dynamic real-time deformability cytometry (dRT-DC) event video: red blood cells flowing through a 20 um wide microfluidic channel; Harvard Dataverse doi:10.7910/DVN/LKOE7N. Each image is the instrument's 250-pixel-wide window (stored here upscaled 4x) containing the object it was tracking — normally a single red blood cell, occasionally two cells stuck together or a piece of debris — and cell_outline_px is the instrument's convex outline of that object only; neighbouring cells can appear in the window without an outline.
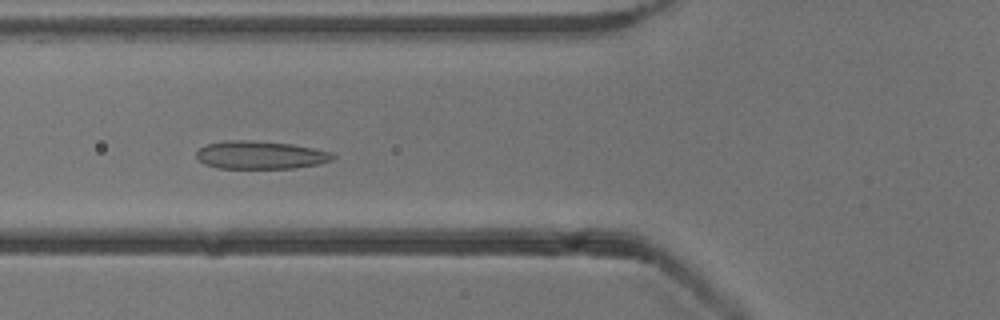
{"species": "common noctule bat (a hibernating species)", "species_latin": "Nyctalus noctula", "temperature_condition": "cold", "stored_images_in_passage": 53, "camera_frame_rate_fps": 3000, "um_per_image_px": 0.085, "animal": {"sex": "male", "body_mass_g": 13.3}, "frame": {"image": 1, "passage_image": 20, "time_ms": 6.333, "image_size_px": [1000, 320], "cell_outline_px": [[336, 156], [332, 160], [320, 164], [296, 168], [216, 168], [204, 164], [196, 156], [196, 152], [200, 148], [208, 144], [228, 140], [256, 140], [292, 144], [332, 152]], "centroid_in_image_um": [22.16, 13.18], "position_along_channel_um": 103.6, "area_um2": 22.37}}
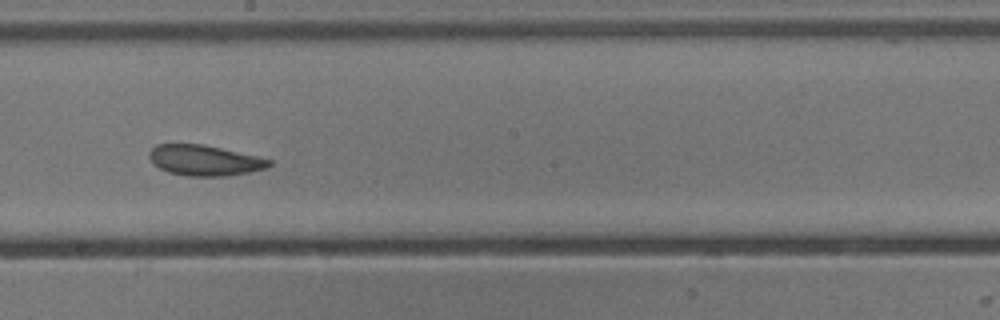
{"frame": {"image": 2, "passage_image": 30, "time_ms": 9.667, "image_size_px": [1000, 320], "cell_outline_px": [[272, 164], [264, 168], [248, 172], [228, 176], [188, 176], [168, 172], [152, 164], [148, 156], [148, 152], [156, 144], [204, 144], [256, 156], [272, 160]], "centroid_in_image_um": [17.34, 13.63], "position_along_channel_um": 230.9, "area_um2": 21.33}}
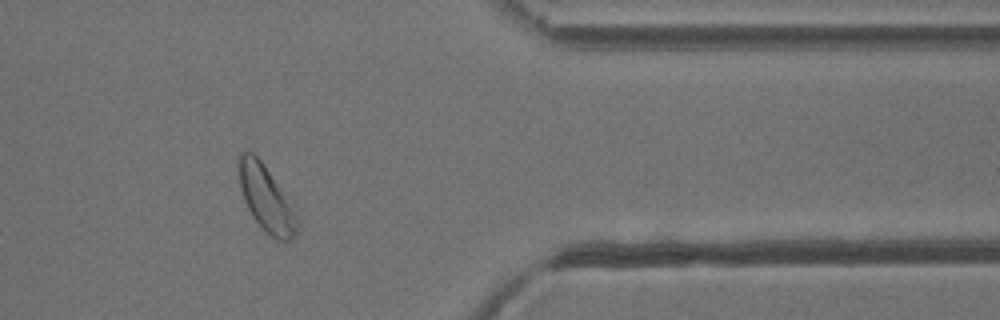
{"frame": {"image": 3, "passage_image": 44, "time_ms": 14.333, "image_size_px": [1000, 320], "cell_outline_px": [[300, 224], [296, 232], [288, 240], [280, 240], [272, 236], [252, 216], [244, 200], [240, 188], [240, 152], [252, 152], [260, 160], [300, 208]], "centroid_in_image_um": [22.76, 16.89], "position_along_channel_um": 388.6, "area_um2": 22.77}, "authors_computed_cell_mechanics": {"area_um2": 23.9292, "velocity_mm_per_s": 3.7985, "shape_relaxation_time_tau1_ms": 5.2238, "shape_relaxation_time_tau2_ms": 1.3706, "deformation_change_tau1": 0.1035, "deformation_change_tau2": 0.0672}}